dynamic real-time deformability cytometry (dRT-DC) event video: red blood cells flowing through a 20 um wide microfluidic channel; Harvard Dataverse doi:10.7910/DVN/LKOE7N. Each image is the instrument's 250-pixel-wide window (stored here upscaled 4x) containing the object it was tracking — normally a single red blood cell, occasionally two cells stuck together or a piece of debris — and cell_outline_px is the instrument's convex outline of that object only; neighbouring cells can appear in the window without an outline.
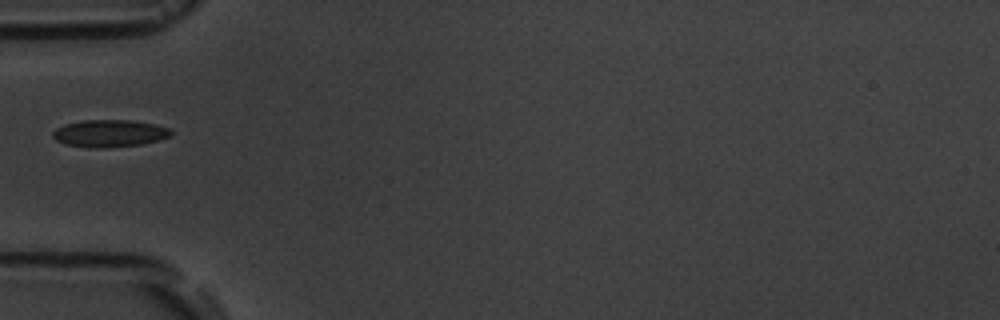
{"species": "common noctule bat (a hibernating species)", "species_latin": "Nyctalus noctula", "temperature_condition": "room temperature", "stored_images_in_passage": 4, "camera_frame_rate_fps": 3000, "um_per_image_px": 0.085, "animal": {"sex": "male", "body_mass_g": 19.5, "forearm_length_mm": 54.6}, "frame": {"image": 1, "passage_image": 1, "time_ms": 0.0, "image_size_px": [1000, 320], "cell_outline_px": [[172, 132], [168, 136], [156, 140], [140, 144], [104, 148], [92, 148], [64, 144], [56, 140], [52, 136], [52, 132], [56, 128], [64, 124], [84, 120], [132, 120], [156, 124], [168, 128]], "centroid_in_image_um": [9.25, 11.33], "position_along_channel_um": 75.7, "area_um2": 18.67}}
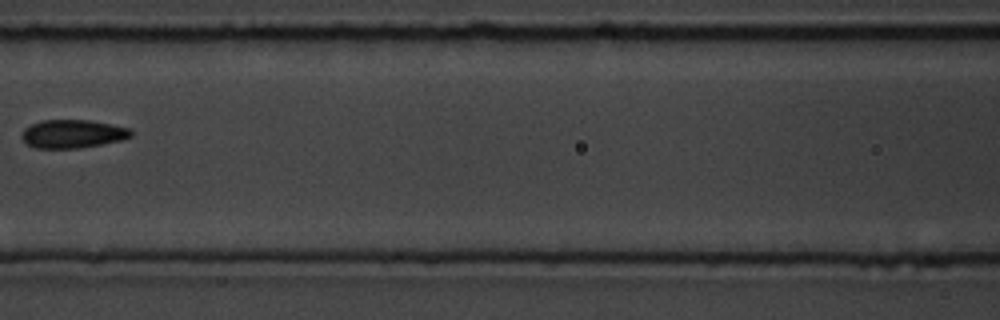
{"frame": {"image": 2, "passage_image": 3, "time_ms": 2.333, "image_size_px": [1000, 320], "cell_outline_px": [[132, 136], [120, 140], [80, 148], [36, 148], [28, 144], [20, 136], [24, 128], [40, 120], [88, 120], [128, 128], [132, 132]], "centroid_in_image_um": [6.13, 11.37], "position_along_channel_um": 160.5, "area_um2": 17.8}}
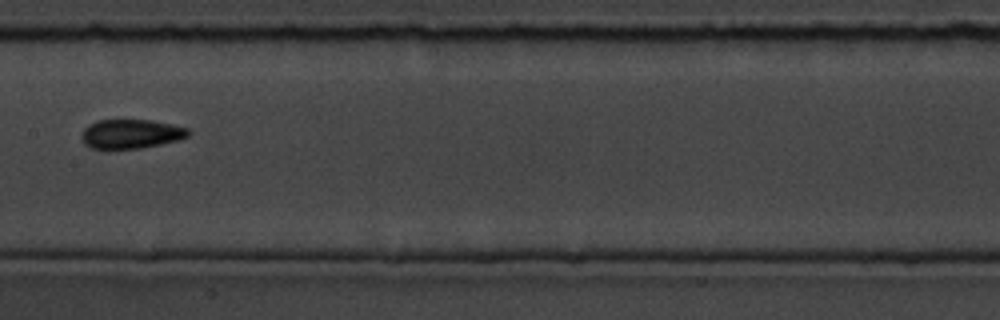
{"frame": {"image": 3, "passage_image": 4, "time_ms": 3.333, "image_size_px": [1000, 320], "cell_outline_px": [[192, 132], [188, 136], [180, 140], [140, 148], [92, 148], [84, 144], [80, 136], [84, 128], [88, 124], [96, 120], [152, 120], [172, 124], [188, 128]], "centroid_in_image_um": [11.14, 11.37], "position_along_channel_um": 196.3, "area_um2": 18.26}}